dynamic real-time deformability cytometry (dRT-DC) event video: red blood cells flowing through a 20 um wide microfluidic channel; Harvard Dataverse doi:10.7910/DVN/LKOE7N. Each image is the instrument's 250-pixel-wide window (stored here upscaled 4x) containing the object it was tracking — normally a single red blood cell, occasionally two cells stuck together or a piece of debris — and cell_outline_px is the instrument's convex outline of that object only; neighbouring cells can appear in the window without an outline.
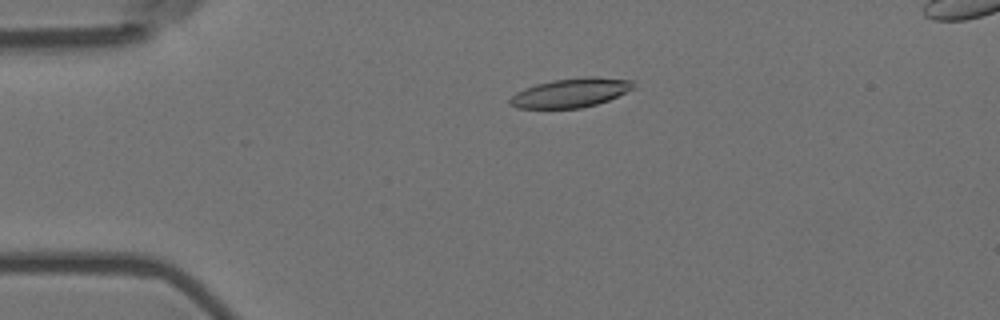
{"species": "Egyptian fruit bat (a non-hibernating species)", "species_latin": "Rousettus aegyptiacus", "temperature_condition": "room temperature", "stored_images_in_passage": 58, "segment_of_instrument_passage": [1, 2], "camera_frame_rate_fps": 3000, "um_per_image_px": 0.085, "animal": {"sex": "female"}, "frame": {"image": 1, "passage_image": 13, "time_ms": 4.0, "image_size_px": [1000, 320], "cell_outline_px": [[636, 88], [608, 100], [596, 104], [580, 108], [516, 108], [508, 104], [508, 100], [516, 92], [524, 88], [536, 84], [552, 80], [588, 76], [596, 76], [632, 80], [636, 84]], "centroid_in_image_um": [48.53, 7.88], "position_along_channel_um": 36.5, "area_um2": 21.15}}
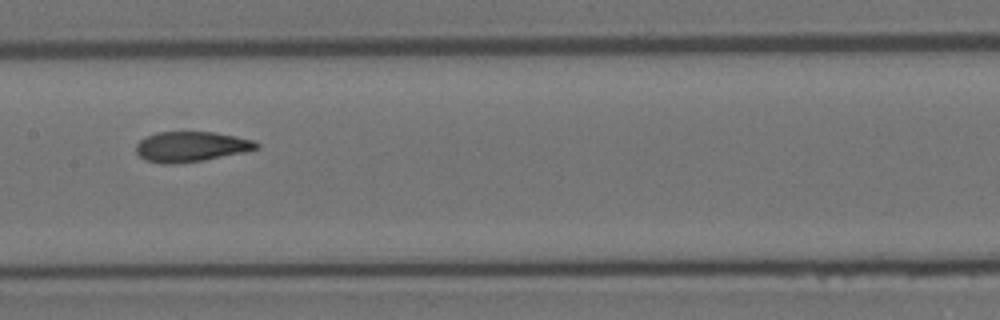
{"frame": {"image": 2, "passage_image": 29, "time_ms": 9.333, "image_size_px": [1000, 320], "cell_outline_px": [[260, 148], [244, 152], [204, 160], [172, 164], [164, 164], [144, 160], [136, 152], [136, 144], [140, 140], [156, 132], [212, 132], [236, 136], [252, 140], [260, 144]], "centroid_in_image_um": [16.24, 12.47], "position_along_channel_um": 191.2, "area_um2": 21.15}}
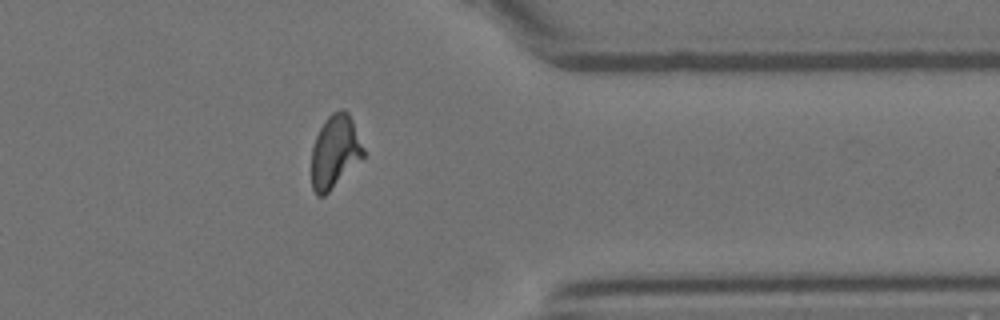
{"frame": {"image": 3, "passage_image": 46, "time_ms": 15.0, "image_size_px": [1000, 320], "cell_outline_px": [[364, 156], [324, 196], [316, 196], [312, 188], [312, 148], [316, 136], [324, 120], [332, 112], [340, 108], [344, 108], [348, 112], [352, 120], [364, 148]], "centroid_in_image_um": [28.46, 12.86], "position_along_channel_um": 382.9, "area_um2": 21.91}}